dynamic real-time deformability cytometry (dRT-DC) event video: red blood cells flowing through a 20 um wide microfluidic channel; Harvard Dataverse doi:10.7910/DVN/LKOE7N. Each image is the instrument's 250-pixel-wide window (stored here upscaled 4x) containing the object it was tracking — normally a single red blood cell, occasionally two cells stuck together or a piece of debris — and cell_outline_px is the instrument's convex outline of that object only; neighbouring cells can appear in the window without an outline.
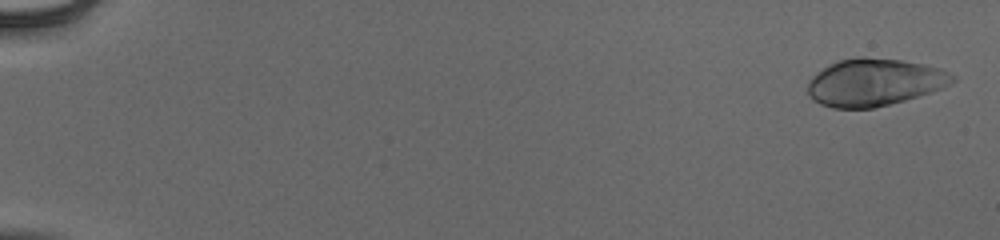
{"species": "human", "species_latin": "Homo sapiens", "temperature_condition": "cold", "stored_images_in_passage": 54, "camera_frame_rate_fps": 3000, "um_per_image_px": 0.085, "donor": {"sex": "male"}, "frame": {"image": 1, "passage_image": 2, "time_ms": 0.333, "image_size_px": [1000, 240], "cell_outline_px": [[956, 80], [940, 88], [904, 100], [872, 108], [832, 108], [820, 104], [812, 100], [808, 96], [808, 80], [816, 72], [828, 64], [840, 60], [856, 56], [864, 56], [900, 60], [924, 64], [940, 68], [956, 76]], "centroid_in_image_um": [74.26, 6.98], "position_along_channel_um": 10.7, "area_um2": 39.94}}
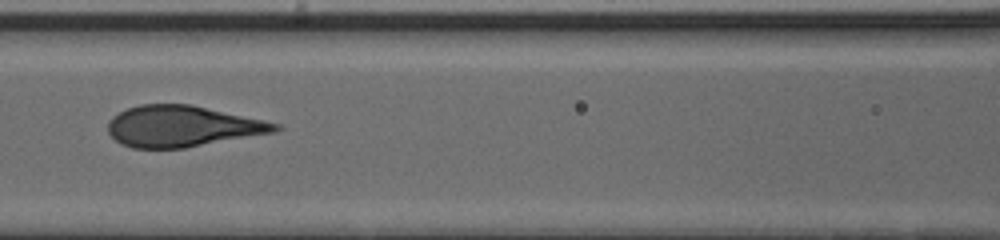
{"frame": {"image": 2, "passage_image": 27, "time_ms": 8.667, "image_size_px": [1000, 240], "cell_outline_px": [[284, 128], [276, 132], [184, 148], [132, 148], [120, 144], [108, 132], [108, 120], [112, 116], [128, 108], [140, 104], [188, 104], [264, 120], [280, 124]], "centroid_in_image_um": [15.49, 10.74], "position_along_channel_um": 151.1, "area_um2": 39.94}}
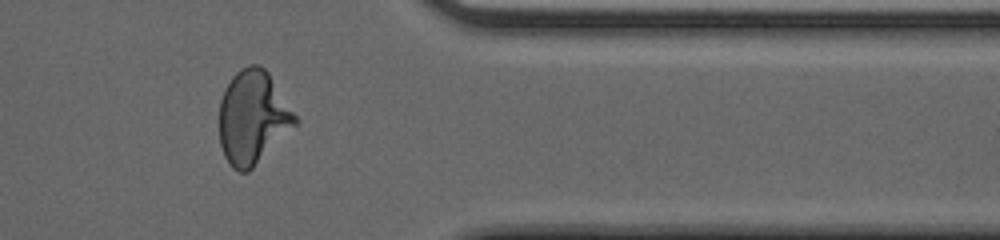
{"frame": {"image": 3, "passage_image": 46, "time_ms": 15.0, "image_size_px": [1000, 240], "cell_outline_px": [[300, 120], [248, 172], [240, 172], [232, 168], [224, 156], [220, 144], [220, 100], [232, 76], [240, 68], [248, 64], [260, 64], [268, 72]], "centroid_in_image_um": [21.48, 9.96], "position_along_channel_um": 389.9, "area_um2": 41.04}, "authors_computed_cell_mechanics": {"area_um2": 40.5178, "velocity_mm_per_s": 3.9263, "shape_relaxation_time_tau1_ms": 4.3263, "shape_relaxation_time_tau2_ms": null, "deformation_change_tau1": 0.1819, "deformation_change_tau2": null}}